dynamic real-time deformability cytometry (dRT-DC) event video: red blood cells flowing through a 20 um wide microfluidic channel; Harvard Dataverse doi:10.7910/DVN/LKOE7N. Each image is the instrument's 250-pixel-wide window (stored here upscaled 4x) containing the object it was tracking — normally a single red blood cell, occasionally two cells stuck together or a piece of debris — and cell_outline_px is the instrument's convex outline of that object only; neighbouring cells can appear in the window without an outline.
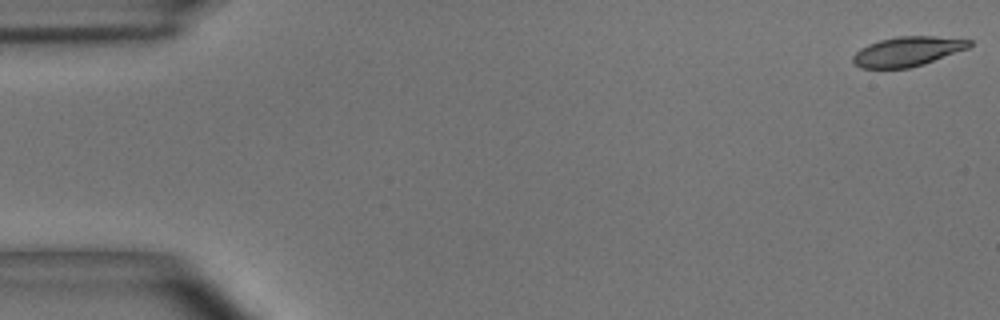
{"species": "common noctule bat (a hibernating species)", "species_latin": "Nyctalus noctula", "temperature_condition": "room temperature", "stored_images_in_passage": 5, "camera_frame_rate_fps": 3000, "um_per_image_px": 0.085, "animal": {"sex": "male", "body_mass_g": 15.6}, "frame": {"image": 1, "passage_image": 1, "time_ms": 0.0, "image_size_px": [1000, 320], "cell_outline_px": [[972, 44], [968, 48], [924, 64], [908, 68], [860, 68], [852, 60], [852, 56], [860, 48], [868, 44], [880, 40], [896, 36], [932, 36], [972, 40]], "centroid_in_image_um": [77.12, 4.37], "position_along_channel_um": 7.9, "area_um2": 20.0}}
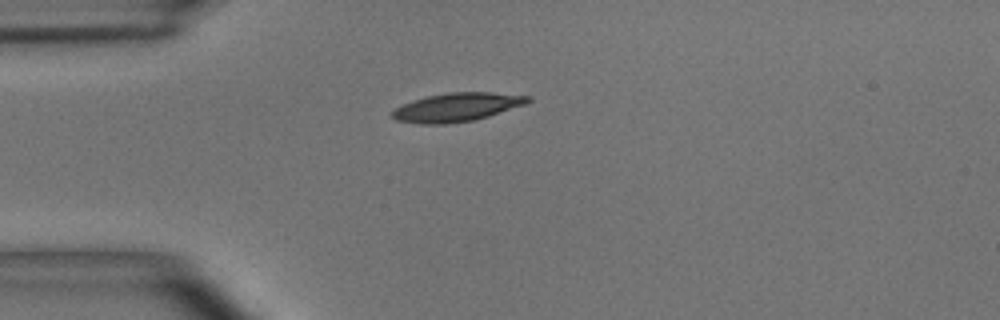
{"frame": {"image": 2, "passage_image": 5, "time_ms": 1.333, "image_size_px": [1000, 320], "cell_outline_px": [[532, 100], [524, 104], [476, 120], [448, 124], [420, 124], [396, 120], [392, 116], [392, 112], [396, 108], [412, 100], [428, 96], [448, 92], [492, 92], [532, 96]], "centroid_in_image_um": [38.85, 9.11], "position_along_channel_um": 46.2, "area_um2": 22.54}}